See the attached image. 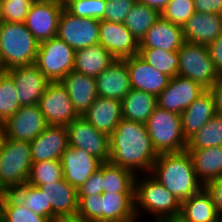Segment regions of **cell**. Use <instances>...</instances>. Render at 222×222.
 Masks as SVG:
<instances>
[{
    "label": "cell",
    "mask_w": 222,
    "mask_h": 222,
    "mask_svg": "<svg viewBox=\"0 0 222 222\" xmlns=\"http://www.w3.org/2000/svg\"><path fill=\"white\" fill-rule=\"evenodd\" d=\"M111 164L132 171L135 175L150 173L158 153L146 124L122 119L109 136Z\"/></svg>",
    "instance_id": "obj_1"
},
{
    "label": "cell",
    "mask_w": 222,
    "mask_h": 222,
    "mask_svg": "<svg viewBox=\"0 0 222 222\" xmlns=\"http://www.w3.org/2000/svg\"><path fill=\"white\" fill-rule=\"evenodd\" d=\"M149 174L180 202L197 194L204 187L197 179L187 150L159 154Z\"/></svg>",
    "instance_id": "obj_2"
},
{
    "label": "cell",
    "mask_w": 222,
    "mask_h": 222,
    "mask_svg": "<svg viewBox=\"0 0 222 222\" xmlns=\"http://www.w3.org/2000/svg\"><path fill=\"white\" fill-rule=\"evenodd\" d=\"M39 42L25 23L0 21V65L3 71L35 64Z\"/></svg>",
    "instance_id": "obj_3"
},
{
    "label": "cell",
    "mask_w": 222,
    "mask_h": 222,
    "mask_svg": "<svg viewBox=\"0 0 222 222\" xmlns=\"http://www.w3.org/2000/svg\"><path fill=\"white\" fill-rule=\"evenodd\" d=\"M136 175L135 178V213L140 220L142 213L154 216L152 222L180 213L181 202L149 173ZM141 176V177H140ZM141 215V216H140Z\"/></svg>",
    "instance_id": "obj_4"
},
{
    "label": "cell",
    "mask_w": 222,
    "mask_h": 222,
    "mask_svg": "<svg viewBox=\"0 0 222 222\" xmlns=\"http://www.w3.org/2000/svg\"><path fill=\"white\" fill-rule=\"evenodd\" d=\"M32 163L28 141L4 137L0 146V191L11 192L25 184Z\"/></svg>",
    "instance_id": "obj_5"
},
{
    "label": "cell",
    "mask_w": 222,
    "mask_h": 222,
    "mask_svg": "<svg viewBox=\"0 0 222 222\" xmlns=\"http://www.w3.org/2000/svg\"><path fill=\"white\" fill-rule=\"evenodd\" d=\"M146 126L158 154L182 152L187 149V141L182 133L181 114L157 106Z\"/></svg>",
    "instance_id": "obj_6"
},
{
    "label": "cell",
    "mask_w": 222,
    "mask_h": 222,
    "mask_svg": "<svg viewBox=\"0 0 222 222\" xmlns=\"http://www.w3.org/2000/svg\"><path fill=\"white\" fill-rule=\"evenodd\" d=\"M181 77L191 79L205 90H209L219 76L214 62L210 58L207 46L184 42L178 50Z\"/></svg>",
    "instance_id": "obj_7"
},
{
    "label": "cell",
    "mask_w": 222,
    "mask_h": 222,
    "mask_svg": "<svg viewBox=\"0 0 222 222\" xmlns=\"http://www.w3.org/2000/svg\"><path fill=\"white\" fill-rule=\"evenodd\" d=\"M75 50L58 36L39 43L35 65L49 80L61 81L73 71Z\"/></svg>",
    "instance_id": "obj_8"
},
{
    "label": "cell",
    "mask_w": 222,
    "mask_h": 222,
    "mask_svg": "<svg viewBox=\"0 0 222 222\" xmlns=\"http://www.w3.org/2000/svg\"><path fill=\"white\" fill-rule=\"evenodd\" d=\"M100 20L74 16L63 8L57 36L75 51L99 43Z\"/></svg>",
    "instance_id": "obj_9"
},
{
    "label": "cell",
    "mask_w": 222,
    "mask_h": 222,
    "mask_svg": "<svg viewBox=\"0 0 222 222\" xmlns=\"http://www.w3.org/2000/svg\"><path fill=\"white\" fill-rule=\"evenodd\" d=\"M38 105L47 125L67 126L79 117L61 81L48 83Z\"/></svg>",
    "instance_id": "obj_10"
},
{
    "label": "cell",
    "mask_w": 222,
    "mask_h": 222,
    "mask_svg": "<svg viewBox=\"0 0 222 222\" xmlns=\"http://www.w3.org/2000/svg\"><path fill=\"white\" fill-rule=\"evenodd\" d=\"M68 144L72 148H81L99 158L103 163L109 161V136L100 132L82 116L67 125Z\"/></svg>",
    "instance_id": "obj_11"
},
{
    "label": "cell",
    "mask_w": 222,
    "mask_h": 222,
    "mask_svg": "<svg viewBox=\"0 0 222 222\" xmlns=\"http://www.w3.org/2000/svg\"><path fill=\"white\" fill-rule=\"evenodd\" d=\"M47 126L38 104L20 106V109L4 122L5 137L31 142Z\"/></svg>",
    "instance_id": "obj_12"
},
{
    "label": "cell",
    "mask_w": 222,
    "mask_h": 222,
    "mask_svg": "<svg viewBox=\"0 0 222 222\" xmlns=\"http://www.w3.org/2000/svg\"><path fill=\"white\" fill-rule=\"evenodd\" d=\"M63 8L56 1H34L25 19V26L41 43L57 36Z\"/></svg>",
    "instance_id": "obj_13"
},
{
    "label": "cell",
    "mask_w": 222,
    "mask_h": 222,
    "mask_svg": "<svg viewBox=\"0 0 222 222\" xmlns=\"http://www.w3.org/2000/svg\"><path fill=\"white\" fill-rule=\"evenodd\" d=\"M12 76L20 106L38 104L49 80L35 65L17 66L7 70Z\"/></svg>",
    "instance_id": "obj_14"
},
{
    "label": "cell",
    "mask_w": 222,
    "mask_h": 222,
    "mask_svg": "<svg viewBox=\"0 0 222 222\" xmlns=\"http://www.w3.org/2000/svg\"><path fill=\"white\" fill-rule=\"evenodd\" d=\"M205 89L191 79L179 75L170 79L168 86L157 96L159 108L181 114Z\"/></svg>",
    "instance_id": "obj_15"
},
{
    "label": "cell",
    "mask_w": 222,
    "mask_h": 222,
    "mask_svg": "<svg viewBox=\"0 0 222 222\" xmlns=\"http://www.w3.org/2000/svg\"><path fill=\"white\" fill-rule=\"evenodd\" d=\"M99 43L116 59L123 60L139 54V42L124 23L100 20Z\"/></svg>",
    "instance_id": "obj_16"
},
{
    "label": "cell",
    "mask_w": 222,
    "mask_h": 222,
    "mask_svg": "<svg viewBox=\"0 0 222 222\" xmlns=\"http://www.w3.org/2000/svg\"><path fill=\"white\" fill-rule=\"evenodd\" d=\"M63 179L76 189L79 188L103 162L81 148L68 146L62 158Z\"/></svg>",
    "instance_id": "obj_17"
},
{
    "label": "cell",
    "mask_w": 222,
    "mask_h": 222,
    "mask_svg": "<svg viewBox=\"0 0 222 222\" xmlns=\"http://www.w3.org/2000/svg\"><path fill=\"white\" fill-rule=\"evenodd\" d=\"M127 64L131 87L158 96L167 86L170 77L149 65L139 55L124 59Z\"/></svg>",
    "instance_id": "obj_18"
},
{
    "label": "cell",
    "mask_w": 222,
    "mask_h": 222,
    "mask_svg": "<svg viewBox=\"0 0 222 222\" xmlns=\"http://www.w3.org/2000/svg\"><path fill=\"white\" fill-rule=\"evenodd\" d=\"M30 143L33 163L46 160H61L69 146L67 126L48 125Z\"/></svg>",
    "instance_id": "obj_19"
},
{
    "label": "cell",
    "mask_w": 222,
    "mask_h": 222,
    "mask_svg": "<svg viewBox=\"0 0 222 222\" xmlns=\"http://www.w3.org/2000/svg\"><path fill=\"white\" fill-rule=\"evenodd\" d=\"M97 95L101 98H123L132 89L126 61L116 59L95 77Z\"/></svg>",
    "instance_id": "obj_20"
},
{
    "label": "cell",
    "mask_w": 222,
    "mask_h": 222,
    "mask_svg": "<svg viewBox=\"0 0 222 222\" xmlns=\"http://www.w3.org/2000/svg\"><path fill=\"white\" fill-rule=\"evenodd\" d=\"M182 30L186 42L208 46L222 34V14L195 12Z\"/></svg>",
    "instance_id": "obj_21"
},
{
    "label": "cell",
    "mask_w": 222,
    "mask_h": 222,
    "mask_svg": "<svg viewBox=\"0 0 222 222\" xmlns=\"http://www.w3.org/2000/svg\"><path fill=\"white\" fill-rule=\"evenodd\" d=\"M134 193L100 195L99 222H137Z\"/></svg>",
    "instance_id": "obj_22"
},
{
    "label": "cell",
    "mask_w": 222,
    "mask_h": 222,
    "mask_svg": "<svg viewBox=\"0 0 222 222\" xmlns=\"http://www.w3.org/2000/svg\"><path fill=\"white\" fill-rule=\"evenodd\" d=\"M184 42L182 27L160 16L139 42V48H155L176 52Z\"/></svg>",
    "instance_id": "obj_23"
},
{
    "label": "cell",
    "mask_w": 222,
    "mask_h": 222,
    "mask_svg": "<svg viewBox=\"0 0 222 222\" xmlns=\"http://www.w3.org/2000/svg\"><path fill=\"white\" fill-rule=\"evenodd\" d=\"M73 107L79 116H83L98 97L95 77L71 71L62 80Z\"/></svg>",
    "instance_id": "obj_24"
},
{
    "label": "cell",
    "mask_w": 222,
    "mask_h": 222,
    "mask_svg": "<svg viewBox=\"0 0 222 222\" xmlns=\"http://www.w3.org/2000/svg\"><path fill=\"white\" fill-rule=\"evenodd\" d=\"M82 117L110 136L122 120V102L114 98L97 97Z\"/></svg>",
    "instance_id": "obj_25"
},
{
    "label": "cell",
    "mask_w": 222,
    "mask_h": 222,
    "mask_svg": "<svg viewBox=\"0 0 222 222\" xmlns=\"http://www.w3.org/2000/svg\"><path fill=\"white\" fill-rule=\"evenodd\" d=\"M215 114L213 95L209 90H205L181 113L182 133L186 141L194 136Z\"/></svg>",
    "instance_id": "obj_26"
},
{
    "label": "cell",
    "mask_w": 222,
    "mask_h": 222,
    "mask_svg": "<svg viewBox=\"0 0 222 222\" xmlns=\"http://www.w3.org/2000/svg\"><path fill=\"white\" fill-rule=\"evenodd\" d=\"M46 195L47 206L56 215L75 214L78 211L77 189L63 178L39 187Z\"/></svg>",
    "instance_id": "obj_27"
},
{
    "label": "cell",
    "mask_w": 222,
    "mask_h": 222,
    "mask_svg": "<svg viewBox=\"0 0 222 222\" xmlns=\"http://www.w3.org/2000/svg\"><path fill=\"white\" fill-rule=\"evenodd\" d=\"M186 150L192 158L197 179L203 186L222 177V146Z\"/></svg>",
    "instance_id": "obj_28"
},
{
    "label": "cell",
    "mask_w": 222,
    "mask_h": 222,
    "mask_svg": "<svg viewBox=\"0 0 222 222\" xmlns=\"http://www.w3.org/2000/svg\"><path fill=\"white\" fill-rule=\"evenodd\" d=\"M116 58L100 43L75 51L73 71L96 77Z\"/></svg>",
    "instance_id": "obj_29"
},
{
    "label": "cell",
    "mask_w": 222,
    "mask_h": 222,
    "mask_svg": "<svg viewBox=\"0 0 222 222\" xmlns=\"http://www.w3.org/2000/svg\"><path fill=\"white\" fill-rule=\"evenodd\" d=\"M122 119L146 124L157 107V97L136 89H131L123 98Z\"/></svg>",
    "instance_id": "obj_30"
},
{
    "label": "cell",
    "mask_w": 222,
    "mask_h": 222,
    "mask_svg": "<svg viewBox=\"0 0 222 222\" xmlns=\"http://www.w3.org/2000/svg\"><path fill=\"white\" fill-rule=\"evenodd\" d=\"M180 214L189 222L221 221L212 198L204 187L197 194L181 202Z\"/></svg>",
    "instance_id": "obj_31"
},
{
    "label": "cell",
    "mask_w": 222,
    "mask_h": 222,
    "mask_svg": "<svg viewBox=\"0 0 222 222\" xmlns=\"http://www.w3.org/2000/svg\"><path fill=\"white\" fill-rule=\"evenodd\" d=\"M102 188L108 193H134L136 175L125 168L104 162L102 164Z\"/></svg>",
    "instance_id": "obj_32"
},
{
    "label": "cell",
    "mask_w": 222,
    "mask_h": 222,
    "mask_svg": "<svg viewBox=\"0 0 222 222\" xmlns=\"http://www.w3.org/2000/svg\"><path fill=\"white\" fill-rule=\"evenodd\" d=\"M160 16L158 10L136 2L123 23L135 39L140 42Z\"/></svg>",
    "instance_id": "obj_33"
},
{
    "label": "cell",
    "mask_w": 222,
    "mask_h": 222,
    "mask_svg": "<svg viewBox=\"0 0 222 222\" xmlns=\"http://www.w3.org/2000/svg\"><path fill=\"white\" fill-rule=\"evenodd\" d=\"M0 218L4 222H50L22 204L11 192H4L0 203Z\"/></svg>",
    "instance_id": "obj_34"
},
{
    "label": "cell",
    "mask_w": 222,
    "mask_h": 222,
    "mask_svg": "<svg viewBox=\"0 0 222 222\" xmlns=\"http://www.w3.org/2000/svg\"><path fill=\"white\" fill-rule=\"evenodd\" d=\"M11 193L32 212L47 217L50 220L56 215L51 206H47L46 195L39 187L23 184L11 191Z\"/></svg>",
    "instance_id": "obj_35"
},
{
    "label": "cell",
    "mask_w": 222,
    "mask_h": 222,
    "mask_svg": "<svg viewBox=\"0 0 222 222\" xmlns=\"http://www.w3.org/2000/svg\"><path fill=\"white\" fill-rule=\"evenodd\" d=\"M222 146V114L216 113L187 141V149Z\"/></svg>",
    "instance_id": "obj_36"
},
{
    "label": "cell",
    "mask_w": 222,
    "mask_h": 222,
    "mask_svg": "<svg viewBox=\"0 0 222 222\" xmlns=\"http://www.w3.org/2000/svg\"><path fill=\"white\" fill-rule=\"evenodd\" d=\"M145 62L156 68L163 74L173 78L178 74L179 55L178 51H166L155 48H139V54Z\"/></svg>",
    "instance_id": "obj_37"
},
{
    "label": "cell",
    "mask_w": 222,
    "mask_h": 222,
    "mask_svg": "<svg viewBox=\"0 0 222 222\" xmlns=\"http://www.w3.org/2000/svg\"><path fill=\"white\" fill-rule=\"evenodd\" d=\"M63 178V170L61 160H46L32 163L28 180L26 183L40 187L46 183Z\"/></svg>",
    "instance_id": "obj_38"
},
{
    "label": "cell",
    "mask_w": 222,
    "mask_h": 222,
    "mask_svg": "<svg viewBox=\"0 0 222 222\" xmlns=\"http://www.w3.org/2000/svg\"><path fill=\"white\" fill-rule=\"evenodd\" d=\"M16 91L12 76L7 71H1L0 120L3 122L20 109Z\"/></svg>",
    "instance_id": "obj_39"
},
{
    "label": "cell",
    "mask_w": 222,
    "mask_h": 222,
    "mask_svg": "<svg viewBox=\"0 0 222 222\" xmlns=\"http://www.w3.org/2000/svg\"><path fill=\"white\" fill-rule=\"evenodd\" d=\"M34 0H2L0 1V21L23 23Z\"/></svg>",
    "instance_id": "obj_40"
},
{
    "label": "cell",
    "mask_w": 222,
    "mask_h": 222,
    "mask_svg": "<svg viewBox=\"0 0 222 222\" xmlns=\"http://www.w3.org/2000/svg\"><path fill=\"white\" fill-rule=\"evenodd\" d=\"M194 13L193 0H170L160 14L165 20L183 27Z\"/></svg>",
    "instance_id": "obj_41"
},
{
    "label": "cell",
    "mask_w": 222,
    "mask_h": 222,
    "mask_svg": "<svg viewBox=\"0 0 222 222\" xmlns=\"http://www.w3.org/2000/svg\"><path fill=\"white\" fill-rule=\"evenodd\" d=\"M107 0H74L65 9L74 16L104 20Z\"/></svg>",
    "instance_id": "obj_42"
},
{
    "label": "cell",
    "mask_w": 222,
    "mask_h": 222,
    "mask_svg": "<svg viewBox=\"0 0 222 222\" xmlns=\"http://www.w3.org/2000/svg\"><path fill=\"white\" fill-rule=\"evenodd\" d=\"M137 0H107L104 20L123 23Z\"/></svg>",
    "instance_id": "obj_43"
},
{
    "label": "cell",
    "mask_w": 222,
    "mask_h": 222,
    "mask_svg": "<svg viewBox=\"0 0 222 222\" xmlns=\"http://www.w3.org/2000/svg\"><path fill=\"white\" fill-rule=\"evenodd\" d=\"M77 213L88 222H99L100 195L77 196Z\"/></svg>",
    "instance_id": "obj_44"
},
{
    "label": "cell",
    "mask_w": 222,
    "mask_h": 222,
    "mask_svg": "<svg viewBox=\"0 0 222 222\" xmlns=\"http://www.w3.org/2000/svg\"><path fill=\"white\" fill-rule=\"evenodd\" d=\"M102 165L96 170L79 188H77V196L101 195L103 193L102 186Z\"/></svg>",
    "instance_id": "obj_45"
},
{
    "label": "cell",
    "mask_w": 222,
    "mask_h": 222,
    "mask_svg": "<svg viewBox=\"0 0 222 222\" xmlns=\"http://www.w3.org/2000/svg\"><path fill=\"white\" fill-rule=\"evenodd\" d=\"M204 188L210 194L218 216L222 220V177L209 181Z\"/></svg>",
    "instance_id": "obj_46"
},
{
    "label": "cell",
    "mask_w": 222,
    "mask_h": 222,
    "mask_svg": "<svg viewBox=\"0 0 222 222\" xmlns=\"http://www.w3.org/2000/svg\"><path fill=\"white\" fill-rule=\"evenodd\" d=\"M195 12L222 14V0H193Z\"/></svg>",
    "instance_id": "obj_47"
},
{
    "label": "cell",
    "mask_w": 222,
    "mask_h": 222,
    "mask_svg": "<svg viewBox=\"0 0 222 222\" xmlns=\"http://www.w3.org/2000/svg\"><path fill=\"white\" fill-rule=\"evenodd\" d=\"M216 70L222 73V34L207 46Z\"/></svg>",
    "instance_id": "obj_48"
},
{
    "label": "cell",
    "mask_w": 222,
    "mask_h": 222,
    "mask_svg": "<svg viewBox=\"0 0 222 222\" xmlns=\"http://www.w3.org/2000/svg\"><path fill=\"white\" fill-rule=\"evenodd\" d=\"M209 91L214 98L216 113L222 114V73L219 74Z\"/></svg>",
    "instance_id": "obj_49"
},
{
    "label": "cell",
    "mask_w": 222,
    "mask_h": 222,
    "mask_svg": "<svg viewBox=\"0 0 222 222\" xmlns=\"http://www.w3.org/2000/svg\"><path fill=\"white\" fill-rule=\"evenodd\" d=\"M50 222H88L85 221L78 213L55 215Z\"/></svg>",
    "instance_id": "obj_50"
},
{
    "label": "cell",
    "mask_w": 222,
    "mask_h": 222,
    "mask_svg": "<svg viewBox=\"0 0 222 222\" xmlns=\"http://www.w3.org/2000/svg\"><path fill=\"white\" fill-rule=\"evenodd\" d=\"M170 0H137L141 4H145L151 8L158 10L160 13L167 6Z\"/></svg>",
    "instance_id": "obj_51"
},
{
    "label": "cell",
    "mask_w": 222,
    "mask_h": 222,
    "mask_svg": "<svg viewBox=\"0 0 222 222\" xmlns=\"http://www.w3.org/2000/svg\"><path fill=\"white\" fill-rule=\"evenodd\" d=\"M160 222H189L180 213L175 215H170L167 218L162 219Z\"/></svg>",
    "instance_id": "obj_52"
},
{
    "label": "cell",
    "mask_w": 222,
    "mask_h": 222,
    "mask_svg": "<svg viewBox=\"0 0 222 222\" xmlns=\"http://www.w3.org/2000/svg\"><path fill=\"white\" fill-rule=\"evenodd\" d=\"M4 137H5L4 122L0 120V146L2 145Z\"/></svg>",
    "instance_id": "obj_53"
},
{
    "label": "cell",
    "mask_w": 222,
    "mask_h": 222,
    "mask_svg": "<svg viewBox=\"0 0 222 222\" xmlns=\"http://www.w3.org/2000/svg\"><path fill=\"white\" fill-rule=\"evenodd\" d=\"M62 8H65L68 4H70L74 0H55Z\"/></svg>",
    "instance_id": "obj_54"
},
{
    "label": "cell",
    "mask_w": 222,
    "mask_h": 222,
    "mask_svg": "<svg viewBox=\"0 0 222 222\" xmlns=\"http://www.w3.org/2000/svg\"><path fill=\"white\" fill-rule=\"evenodd\" d=\"M3 193L4 192L0 191V203H1V199H2Z\"/></svg>",
    "instance_id": "obj_55"
},
{
    "label": "cell",
    "mask_w": 222,
    "mask_h": 222,
    "mask_svg": "<svg viewBox=\"0 0 222 222\" xmlns=\"http://www.w3.org/2000/svg\"><path fill=\"white\" fill-rule=\"evenodd\" d=\"M34 1H55V0H34Z\"/></svg>",
    "instance_id": "obj_56"
}]
</instances>
